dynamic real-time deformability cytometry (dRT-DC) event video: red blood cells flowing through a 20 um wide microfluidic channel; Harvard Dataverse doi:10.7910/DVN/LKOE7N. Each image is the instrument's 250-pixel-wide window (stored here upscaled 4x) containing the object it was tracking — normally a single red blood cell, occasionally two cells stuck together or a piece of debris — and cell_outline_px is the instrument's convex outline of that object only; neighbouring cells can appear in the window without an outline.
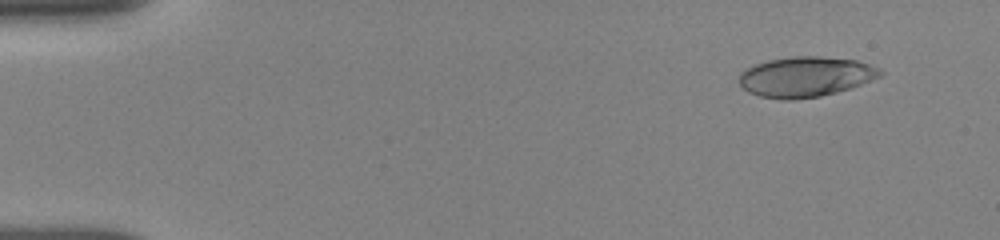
{"species": "human", "species_latin": "Homo sapiens", "temperature_condition": "room temperature", "stored_images_in_passage": 20, "camera_frame_rate_fps": 3000, "um_per_image_px": 0.085, "donor": {"sex": "female"}, "frame": {"image": 1, "passage_image": 3, "time_ms": 1.0, "image_size_px": [1000, 240], "cell_outline_px": [[884, 72], [880, 76], [860, 84], [836, 92], [820, 96], [792, 100], [784, 100], [760, 96], [748, 92], [740, 84], [740, 72], [756, 64], [768, 60], [792, 56], [816, 56], [856, 60], [880, 68]], "centroid_in_image_um": [68.46, 6.52], "position_along_channel_um": 16.5, "area_um2": 32.77}}
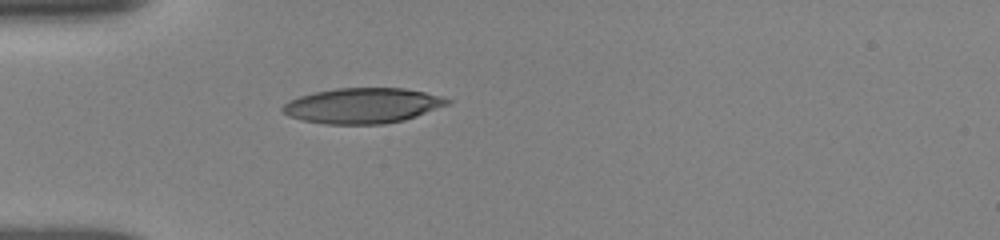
{"frame": {"image": 2, "passage_image": 18, "time_ms": 4.667, "image_size_px": [1000, 240], "cell_outline_px": [[452, 100], [448, 104], [416, 116], [404, 120], [384, 124], [324, 124], [300, 120], [288, 116], [280, 108], [288, 100], [300, 96], [316, 92], [336, 88], [404, 88], [424, 92], [440, 96]], "centroid_in_image_um": [30.78, 8.98], "position_along_channel_um": 54.2, "area_um2": 33.87}}